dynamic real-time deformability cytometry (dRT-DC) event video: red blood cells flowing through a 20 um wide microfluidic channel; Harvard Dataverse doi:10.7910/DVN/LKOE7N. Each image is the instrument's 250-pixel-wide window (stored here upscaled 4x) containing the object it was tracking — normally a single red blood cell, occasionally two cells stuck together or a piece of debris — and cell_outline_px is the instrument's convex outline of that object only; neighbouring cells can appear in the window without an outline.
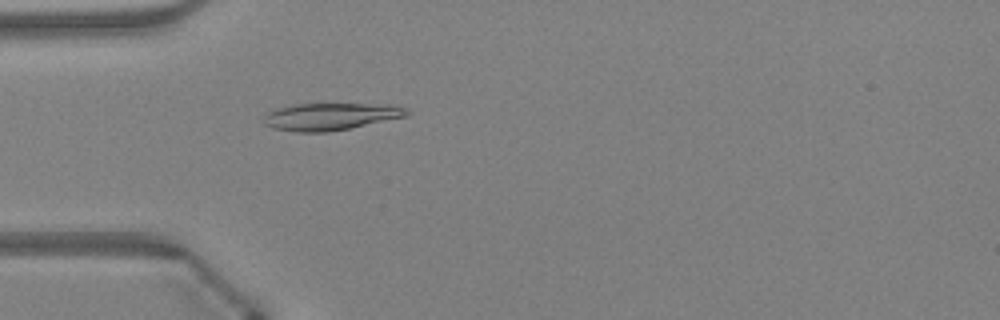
{"species": "Egyptian fruit bat (a non-hibernating species)", "species_latin": "Rousettus aegyptiacus", "temperature_condition": "warm", "stored_images_in_passage": 47, "camera_frame_rate_fps": 3000, "um_per_image_px": 0.085, "animal": {"sex": "female"}, "frame": {"image": 1, "passage_image": 14, "time_ms": 4.333, "image_size_px": [1000, 320], "cell_outline_px": [[412, 112], [408, 116], [328, 132], [296, 132], [272, 128], [264, 124], [264, 112], [276, 108], [292, 104], [388, 104], [408, 108]], "centroid_in_image_um": [28.08, 9.89], "position_along_channel_um": 56.9, "area_um2": 22.89}}
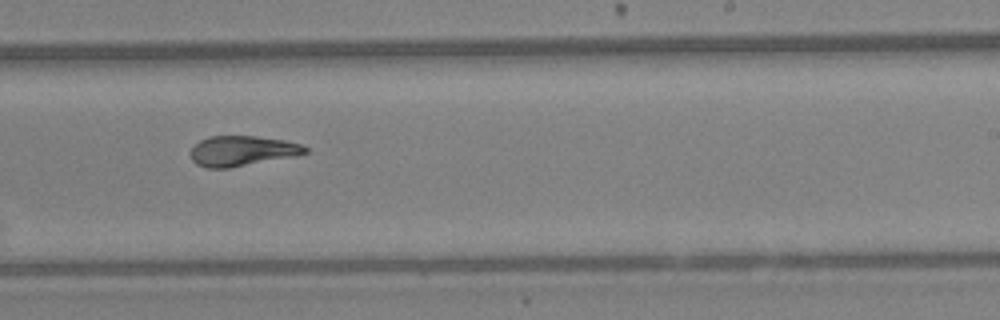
{"frame": {"image": 2, "passage_image": 29, "time_ms": 9.333, "image_size_px": [1000, 320], "cell_outline_px": [[308, 152], [296, 156], [228, 168], [208, 168], [196, 164], [192, 160], [192, 148], [200, 140], [208, 136], [256, 136], [284, 140], [300, 144], [308, 148]], "centroid_in_image_um": [20.6, 12.82], "position_along_channel_um": 268.4, "area_um2": 20.06}}
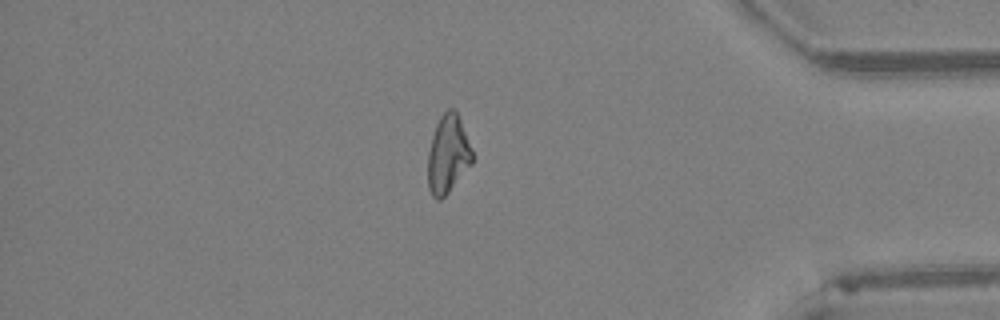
{"frame": {"image": 3, "passage_image": 40, "time_ms": 13.0, "image_size_px": [1000, 320], "cell_outline_px": [[472, 164], [448, 192], [440, 200], [436, 200], [432, 196], [428, 188], [428, 152], [432, 136], [436, 124], [440, 116], [448, 108], [452, 108], [456, 112], [460, 120], [472, 148]], "centroid_in_image_um": [38.06, 13.13], "position_along_channel_um": 397.1, "area_um2": 20.11}, "authors_computed_cell_mechanics": {"area_um2": 21.0392, "velocity_mm_per_s": 4.336, "shape_relaxation_time_tau1_ms": 8.6032, "shape_relaxation_time_tau2_ms": 1.9475, "deformation_change_tau1": 0.271, "deformation_change_tau2": 0.0649}}